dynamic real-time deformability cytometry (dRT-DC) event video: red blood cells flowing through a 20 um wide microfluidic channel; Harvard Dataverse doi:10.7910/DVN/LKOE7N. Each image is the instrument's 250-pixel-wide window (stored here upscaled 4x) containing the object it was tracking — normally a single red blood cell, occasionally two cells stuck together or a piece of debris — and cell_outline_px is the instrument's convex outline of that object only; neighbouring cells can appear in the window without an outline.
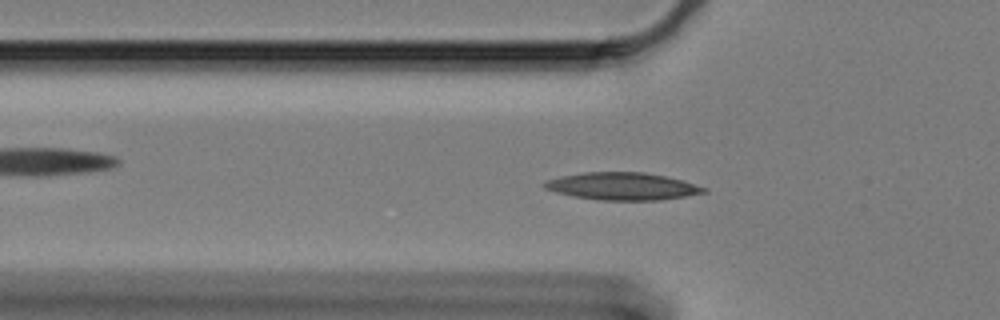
{"species": "Egyptian fruit bat (a non-hibernating species)", "species_latin": "Rousettus aegyptiacus", "temperature_condition": "cold", "stored_images_in_passage": 51, "camera_frame_rate_fps": 3000, "um_per_image_px": 0.085, "animal": {"sex": "female"}, "frame": {"image": 1, "passage_image": 19, "time_ms": 6.0, "image_size_px": [1000, 320], "cell_outline_px": [[708, 192], [660, 200], [596, 200], [556, 192], [544, 188], [544, 184], [548, 180], [560, 176], [584, 172], [644, 172], [684, 180], [708, 188]], "centroid_in_image_um": [52.95, 15.83], "position_along_channel_um": 72.9, "area_um2": 25.37}}
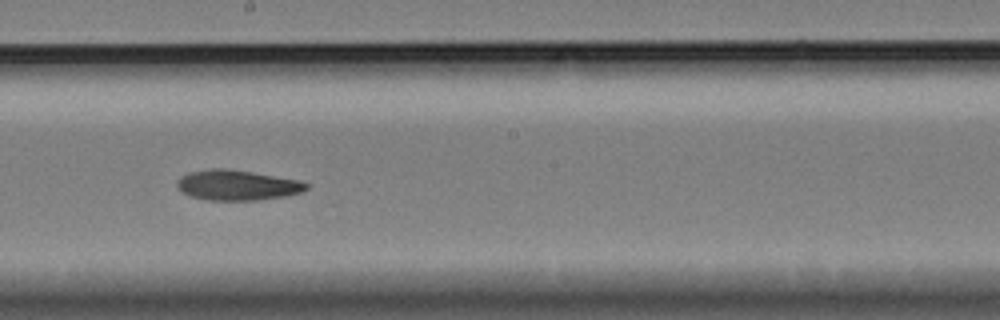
{"frame": {"image": 2, "passage_image": 33, "time_ms": 10.667, "image_size_px": [1000, 320], "cell_outline_px": [[308, 188], [300, 192], [288, 196], [256, 200], [208, 200], [188, 196], [180, 192], [176, 184], [176, 180], [180, 176], [188, 172], [212, 168], [224, 168], [300, 180], [308, 184]], "centroid_in_image_um": [20.1, 15.74], "position_along_channel_um": 228.1, "area_um2": 22.89}}
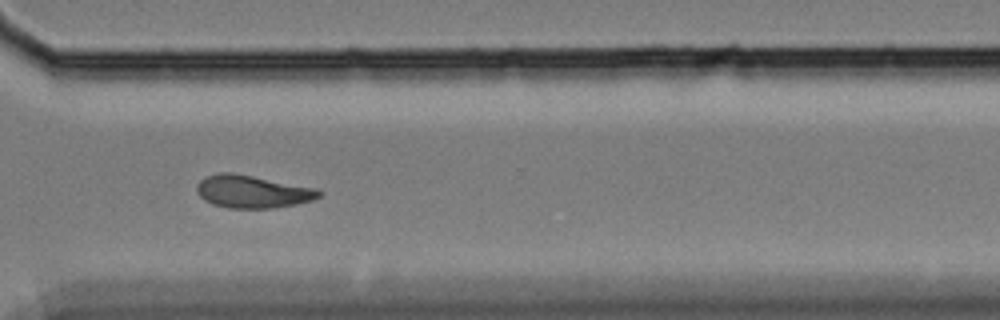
{"frame": {"image": 3, "passage_image": 44, "time_ms": 14.333, "image_size_px": [1000, 320], "cell_outline_px": [[320, 196], [312, 200], [296, 204], [272, 208], [228, 208], [212, 204], [204, 200], [196, 192], [196, 188], [200, 180], [204, 176], [220, 172], [228, 172], [252, 176], [320, 188]], "centroid_in_image_um": [21.44, 16.28], "position_along_channel_um": 349.2, "area_um2": 23.35}, "authors_computed_cell_mechanics": {"area_um2": 22.9466, "velocity_mm_per_s": 3.3028, "shape_relaxation_time_tau1_ms": 7.392, "shape_relaxation_time_tau2_ms": null, "deformation_change_tau1": 0.1822, "deformation_change_tau2": null}}